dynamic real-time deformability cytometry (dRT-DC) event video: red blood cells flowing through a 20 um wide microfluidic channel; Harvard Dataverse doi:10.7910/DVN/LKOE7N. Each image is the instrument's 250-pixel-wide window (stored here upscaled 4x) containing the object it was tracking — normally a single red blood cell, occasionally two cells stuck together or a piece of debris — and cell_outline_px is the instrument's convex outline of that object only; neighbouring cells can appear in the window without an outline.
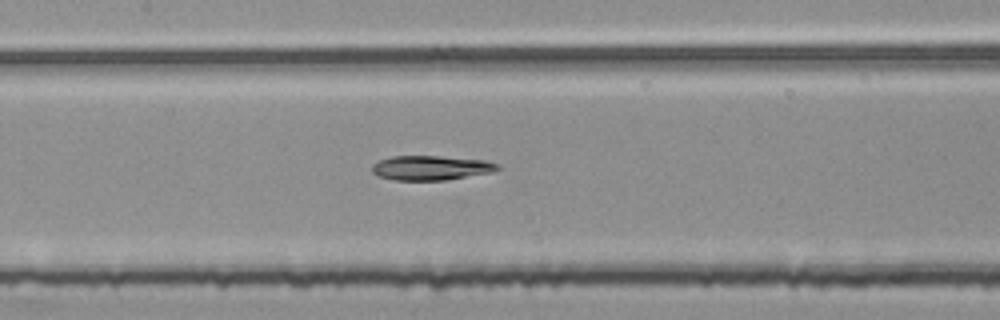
{"species": "common noctule bat (a hibernating species)", "species_latin": "Nyctalus noctula", "temperature_condition": "room temperature", "stored_images_in_passage": 52, "segment_of_instrument_passage": [2, 2], "camera_frame_rate_fps": 3000, "um_per_image_px": 0.085, "animal": {"sex": "female", "body_mass_g": 25.1}, "frame": {"image": 1, "passage_image": 23, "time_ms": 7.333, "image_size_px": [1000, 320], "cell_outline_px": [[500, 168], [492, 172], [444, 180], [392, 180], [380, 176], [372, 172], [372, 164], [380, 160], [392, 156], [440, 156], [484, 160], [500, 164]], "centroid_in_image_um": [36.63, 14.26], "position_along_channel_um": 170.8, "area_um2": 17.86}}
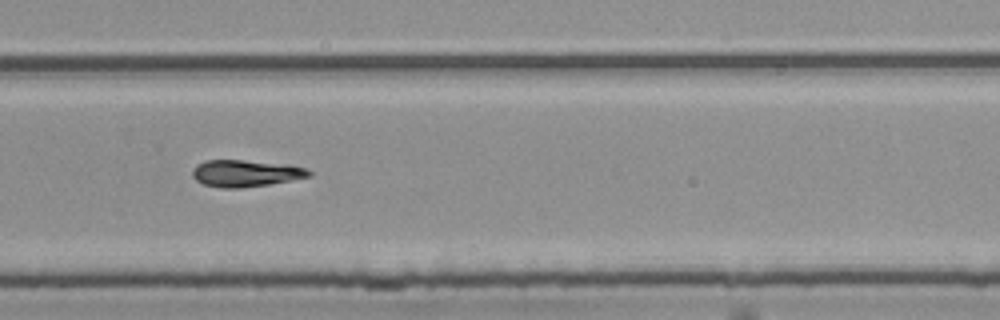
{"frame": {"image": 2, "passage_image": 34, "time_ms": 11.0, "image_size_px": [1000, 320], "cell_outline_px": [[312, 176], [268, 184], [240, 188], [224, 188], [204, 184], [196, 180], [192, 176], [192, 168], [196, 164], [204, 160], [240, 160], [288, 164], [304, 168], [312, 172]], "centroid_in_image_um": [20.84, 14.72], "position_along_channel_um": 309.0, "area_um2": 18.15}}
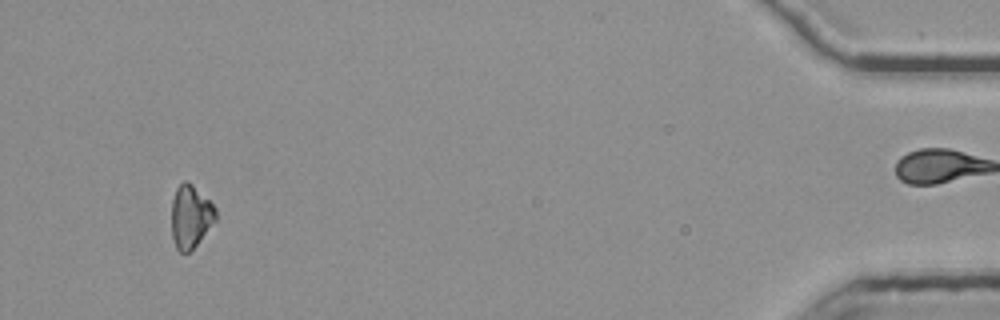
{"frame": {"image": 3, "passage_image": 49, "time_ms": 16.0, "image_size_px": [1000, 320], "cell_outline_px": [[216, 220], [196, 244], [188, 252], [180, 252], [176, 248], [172, 236], [172, 200], [176, 188], [184, 180], [188, 180], [216, 208]], "centroid_in_image_um": [16.18, 18.38], "position_along_channel_um": 419.0, "area_um2": 15.95}}